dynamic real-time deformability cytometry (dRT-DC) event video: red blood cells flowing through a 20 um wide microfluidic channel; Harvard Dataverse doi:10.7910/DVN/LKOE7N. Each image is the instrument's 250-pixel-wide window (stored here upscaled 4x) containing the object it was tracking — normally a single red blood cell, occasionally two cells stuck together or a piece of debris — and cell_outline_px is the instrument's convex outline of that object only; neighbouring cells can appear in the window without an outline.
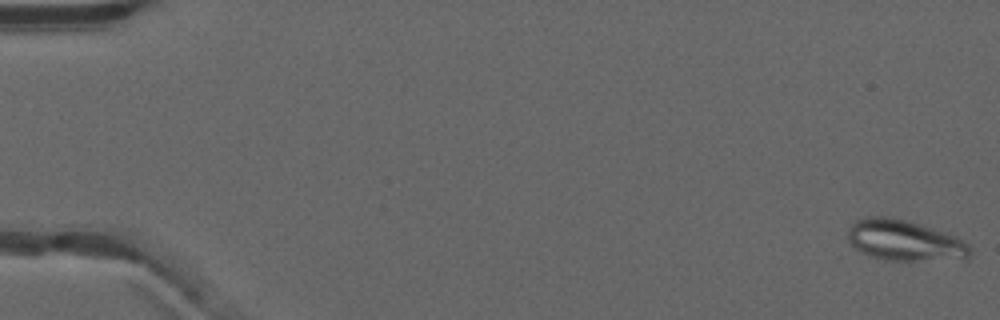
{"species": "common noctule bat (a hibernating species)", "species_latin": "Nyctalus noctula", "temperature_condition": "warm", "stored_images_in_passage": 53, "camera_frame_rate_fps": 3000, "um_per_image_px": 0.085, "animal": {"sex": "male", "forearm_length_mm": 52.5}, "frame": {"image": 1, "passage_image": 1, "time_ms": 0.0, "image_size_px": [1000, 320], "cell_outline_px": [[972, 252], [968, 260], [884, 260], [872, 256], [856, 248], [848, 240], [848, 228], [856, 220], [868, 216], [888, 216], [904, 220], [944, 232], [968, 244]], "centroid_in_image_um": [76.9, 20.45], "position_along_channel_um": 8.1, "area_um2": 28.78}}
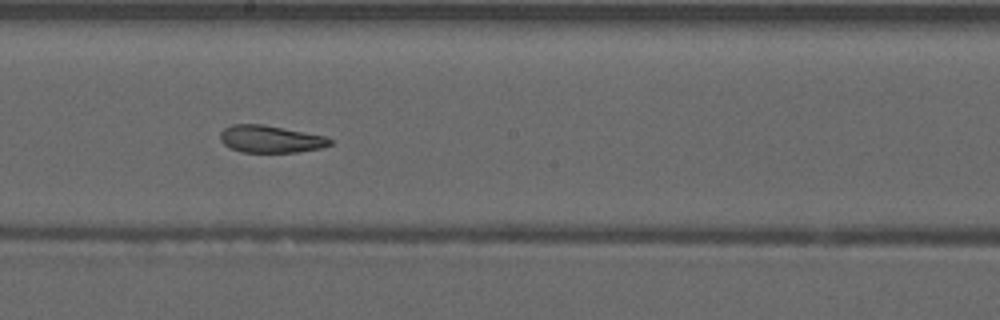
{"frame": {"image": 2, "passage_image": 30, "time_ms": 9.667, "image_size_px": [1000, 320], "cell_outline_px": [[332, 144], [320, 148], [296, 152], [240, 152], [224, 144], [220, 140], [220, 132], [224, 128], [232, 124], [260, 124], [328, 136], [332, 140]], "centroid_in_image_um": [23.0, 11.82], "position_along_channel_um": 225.2, "area_um2": 17.4}}
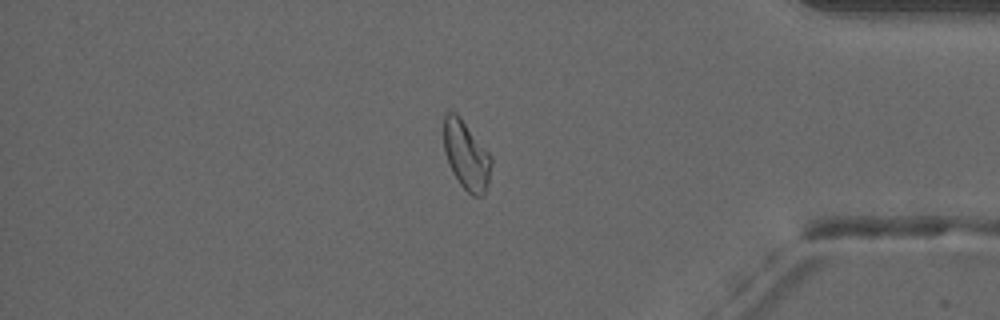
{"frame": {"image": 3, "passage_image": 45, "time_ms": 14.667, "image_size_px": [1000, 320], "cell_outline_px": [[492, 164], [488, 184], [484, 192], [480, 196], [472, 196], [460, 184], [452, 172], [448, 164], [444, 152], [444, 112], [456, 112], [460, 116], [492, 156]], "centroid_in_image_um": [39.63, 13.19], "position_along_channel_um": 395.6, "area_um2": 19.13}, "authors_computed_cell_mechanics": {"area_um2": 19.9988, "velocity_mm_per_s": 3.9384, "shape_relaxation_time_tau1_ms": null, "shape_relaxation_time_tau2_ms": 1.8833, "deformation_change_tau1": null, "deformation_change_tau2": 0.0777}}